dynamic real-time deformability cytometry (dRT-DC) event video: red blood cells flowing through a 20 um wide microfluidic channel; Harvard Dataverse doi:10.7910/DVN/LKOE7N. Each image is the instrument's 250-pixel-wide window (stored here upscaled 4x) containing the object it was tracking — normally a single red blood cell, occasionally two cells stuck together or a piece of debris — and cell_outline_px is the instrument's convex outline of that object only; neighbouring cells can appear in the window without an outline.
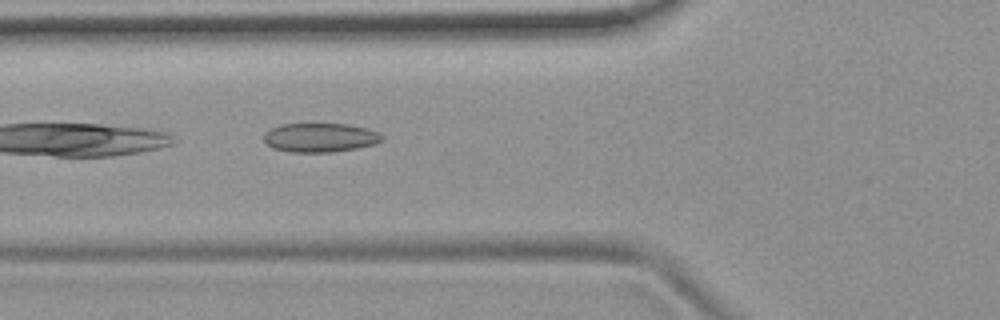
{"species": "common noctule bat (a hibernating species)", "species_latin": "Nyctalus noctula", "temperature_condition": "room temperature", "stored_images_in_passage": 9, "camera_frame_rate_fps": 3000, "um_per_image_px": 0.085, "animal": {"sex": "female", "body_mass_g": 19.9}, "frame": {"image": 1, "passage_image": 3, "time_ms": 0.667, "image_size_px": [1000, 320], "cell_outline_px": [[384, 140], [376, 144], [356, 148], [332, 152], [288, 152], [272, 148], [264, 140], [264, 132], [280, 124], [348, 124], [368, 128], [384, 136]], "centroid_in_image_um": [27.22, 11.69], "position_along_channel_um": 98.6, "area_um2": 20.11}}
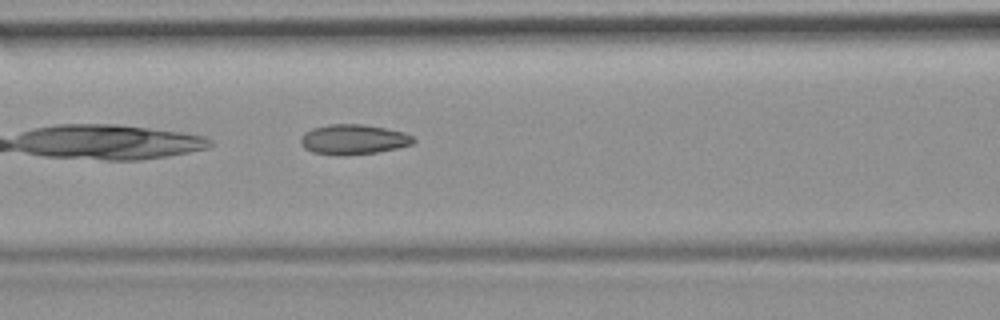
{"frame": {"image": 2, "passage_image": 6, "time_ms": 1.667, "image_size_px": [1000, 320], "cell_outline_px": [[416, 140], [412, 144], [396, 148], [376, 152], [312, 152], [304, 148], [300, 140], [300, 136], [304, 132], [312, 128], [328, 124], [364, 124], [404, 132], [412, 136]], "centroid_in_image_um": [30.05, 11.79], "position_along_channel_um": 136.6, "area_um2": 18.84}}